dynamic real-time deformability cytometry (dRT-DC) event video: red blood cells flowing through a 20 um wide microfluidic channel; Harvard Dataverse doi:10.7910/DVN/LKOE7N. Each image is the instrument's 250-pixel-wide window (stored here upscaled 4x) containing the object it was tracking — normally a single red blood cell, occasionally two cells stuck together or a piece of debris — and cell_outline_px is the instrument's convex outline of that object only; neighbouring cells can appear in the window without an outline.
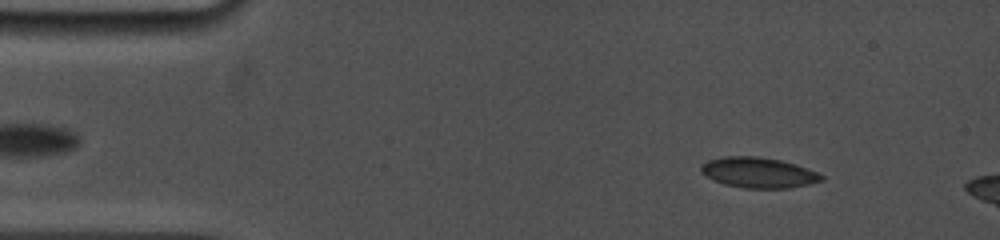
{"species": "common noctule bat (a hibernating species)", "species_latin": "Nyctalus noctula", "temperature_condition": "cold", "stored_images_in_passage": 11, "camera_frame_rate_fps": 5000, "um_per_image_px": 0.085, "animal": {"sex": "female", "body_mass_g": 19.0, "forearm_length_mm": 53.3}, "frame": {"image": 1, "passage_image": 4, "time_ms": 1.6, "image_size_px": [1000, 240], "cell_outline_px": [[824, 180], [808, 184], [788, 188], [744, 188], [724, 184], [700, 172], [700, 168], [708, 160], [724, 156], [756, 156], [780, 160], [796, 164], [808, 168], [824, 176]], "centroid_in_image_um": [64.49, 14.67], "position_along_channel_um": 20.5, "area_um2": 21.21}}
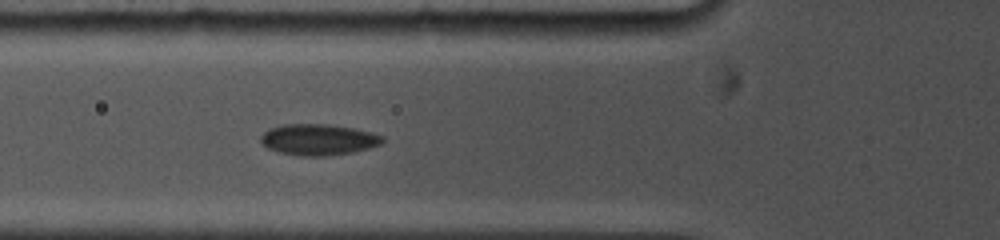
{"frame": {"image": 2, "passage_image": 10, "time_ms": 5.6, "image_size_px": [1000, 240], "cell_outline_px": [[384, 140], [380, 144], [368, 148], [352, 152], [324, 156], [300, 156], [280, 152], [268, 148], [260, 144], [260, 136], [264, 132], [280, 124], [328, 124], [356, 128], [372, 132], [384, 136]], "centroid_in_image_um": [27.05, 11.86], "position_along_channel_um": 98.7, "area_um2": 22.2}}